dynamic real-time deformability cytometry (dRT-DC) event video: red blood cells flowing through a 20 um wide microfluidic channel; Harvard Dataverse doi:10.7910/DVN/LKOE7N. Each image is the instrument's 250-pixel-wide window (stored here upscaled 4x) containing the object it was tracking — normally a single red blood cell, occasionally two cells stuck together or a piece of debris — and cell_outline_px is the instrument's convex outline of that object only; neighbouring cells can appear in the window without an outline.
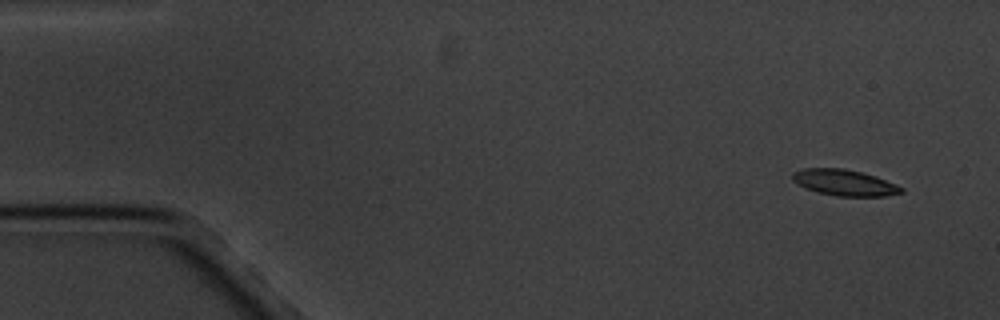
{"species": "common noctule bat (a hibernating species)", "species_latin": "Nyctalus noctula", "temperature_condition": "cold", "stored_images_in_passage": 4, "camera_frame_rate_fps": 3000, "um_per_image_px": 0.085, "animal": {"sex": "male", "body_mass_g": 20.1, "forearm_length_mm": 53.5}, "frame": {"image": 1, "passage_image": 1, "time_ms": 0.0, "image_size_px": [1000, 320], "cell_outline_px": [[904, 192], [884, 196], [836, 196], [816, 192], [804, 188], [792, 180], [792, 172], [804, 168], [844, 168], [876, 176], [896, 184], [904, 188]], "centroid_in_image_um": [71.76, 15.52], "position_along_channel_um": 13.2, "area_um2": 16.65}}
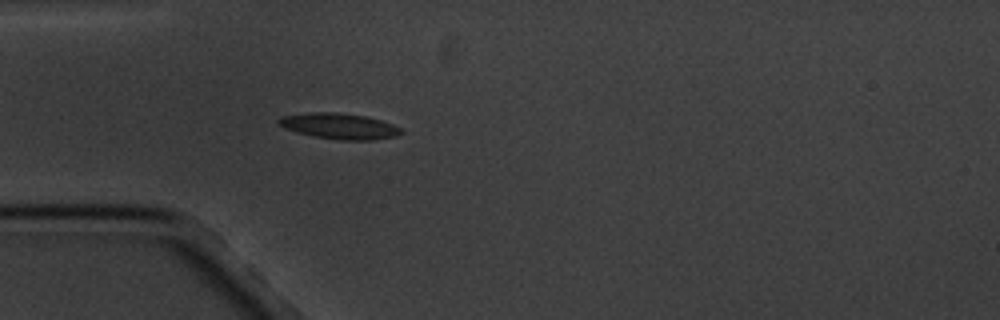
{"frame": {"image": 2, "passage_image": 4, "time_ms": 4.333, "image_size_px": [1000, 320], "cell_outline_px": [[404, 132], [396, 136], [372, 140], [340, 140], [312, 136], [296, 132], [284, 128], [276, 120], [284, 116], [308, 112], [336, 112], [364, 116], [380, 120], [392, 124], [400, 128]], "centroid_in_image_um": [28.83, 10.72], "position_along_channel_um": 56.2, "area_um2": 18.32}}